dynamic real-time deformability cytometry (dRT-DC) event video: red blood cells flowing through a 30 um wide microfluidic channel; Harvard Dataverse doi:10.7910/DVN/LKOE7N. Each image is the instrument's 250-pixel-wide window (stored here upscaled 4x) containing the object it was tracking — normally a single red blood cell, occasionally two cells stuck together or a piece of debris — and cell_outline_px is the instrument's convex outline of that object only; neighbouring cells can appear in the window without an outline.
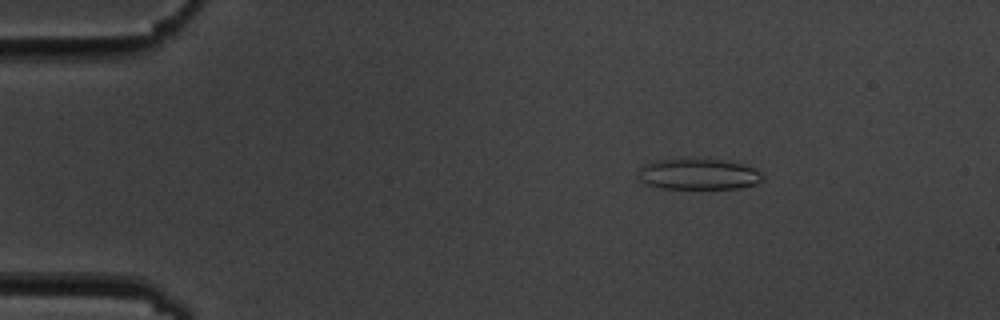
{"species": "common noctule bat (a hibernating species)", "species_latin": "Nyctalus noctula", "temperature_condition": "cold", "stored_images_in_passage": 5, "camera_frame_rate_fps": 3000, "um_per_image_px": 0.085, "animal": {"sex": "male", "body_mass_g": 19.5, "forearm_length_mm": 54.6}, "frame": {"image": 1, "passage_image": 3, "time_ms": 2.333, "image_size_px": [1000, 320], "cell_outline_px": [[764, 180], [756, 184], [740, 188], [660, 188], [648, 184], [640, 180], [640, 168], [644, 164], [656, 160], [720, 160], [744, 164], [760, 172], [764, 176]], "centroid_in_image_um": [59.41, 14.82], "position_along_channel_um": 25.6, "area_um2": 21.96}}